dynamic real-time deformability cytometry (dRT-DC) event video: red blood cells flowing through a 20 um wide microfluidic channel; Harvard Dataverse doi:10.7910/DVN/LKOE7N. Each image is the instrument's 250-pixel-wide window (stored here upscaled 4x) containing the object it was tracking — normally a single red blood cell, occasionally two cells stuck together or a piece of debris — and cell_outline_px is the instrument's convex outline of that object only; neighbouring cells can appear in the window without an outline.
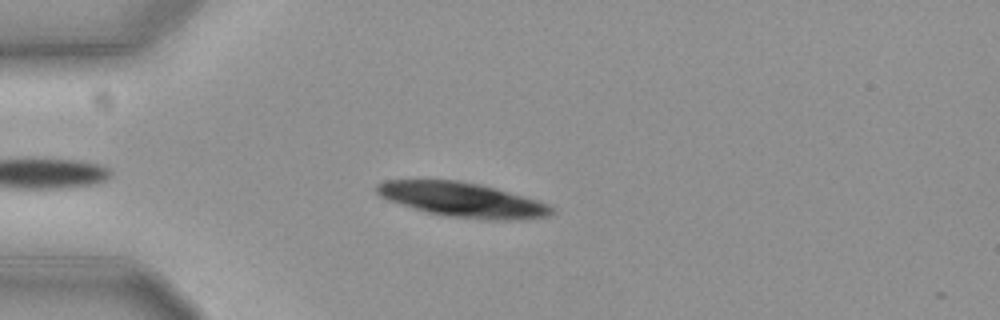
{"species": "common noctule bat (a hibernating species)", "species_latin": "Nyctalus noctula", "temperature_condition": "cold", "stored_images_in_passage": 43, "camera_frame_rate_fps": 3000, "um_per_image_px": 0.085, "animal": {"sex": "female", "body_mass_g": 19.3, "forearm_length_mm": 54.1}, "frame": {"image": 1, "passage_image": 7, "time_ms": 2.0, "image_size_px": [1000, 320], "cell_outline_px": [[556, 212], [548, 216], [512, 220], [488, 220], [448, 216], [428, 212], [388, 200], [380, 196], [376, 192], [376, 184], [384, 180], [460, 180], [480, 184], [496, 188], [524, 196], [548, 204]], "centroid_in_image_um": [39.31, 16.97], "position_along_channel_um": 45.7, "area_um2": 35.03}}